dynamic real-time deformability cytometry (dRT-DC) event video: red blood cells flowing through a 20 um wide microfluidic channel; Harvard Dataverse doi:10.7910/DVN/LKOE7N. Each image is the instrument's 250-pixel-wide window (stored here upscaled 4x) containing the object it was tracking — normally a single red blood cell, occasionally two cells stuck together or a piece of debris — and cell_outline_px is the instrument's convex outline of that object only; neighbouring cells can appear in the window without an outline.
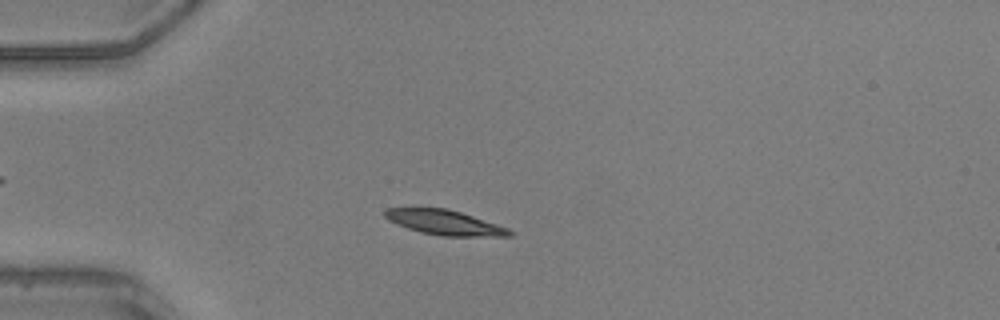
{"species": "common noctule bat (a hibernating species)", "species_latin": "Nyctalus noctula", "temperature_condition": "warm", "stored_images_in_passage": 41, "camera_frame_rate_fps": 3000, "um_per_image_px": 0.085, "animal": {"sex": "male", "body_mass_g": 20.5, "forearm_length_mm": 52.5}, "frame": {"image": 1, "passage_image": 11, "time_ms": 3.333, "image_size_px": [1000, 320], "cell_outline_px": [[516, 232], [512, 236], [444, 236], [420, 232], [396, 224], [388, 220], [384, 216], [384, 208], [412, 204], [420, 204], [448, 208], [508, 228]], "centroid_in_image_um": [37.65, 18.84], "position_along_channel_um": 47.3, "area_um2": 19.02}}
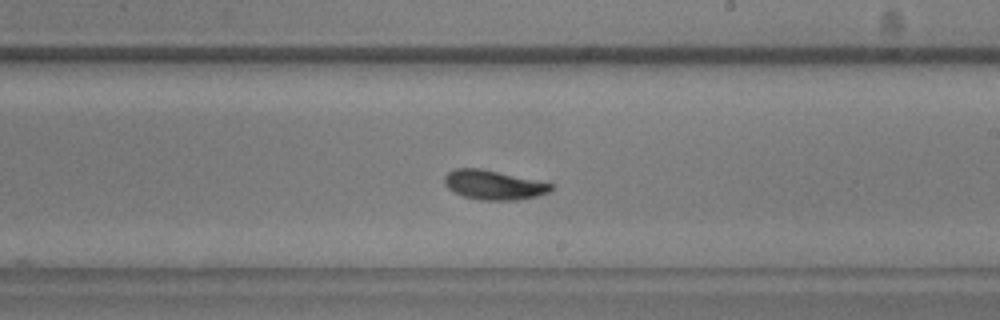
{"frame": {"image": 2, "passage_image": 27, "time_ms": 8.667, "image_size_px": [1000, 320], "cell_outline_px": [[556, 188], [548, 192], [536, 196], [516, 200], [480, 200], [464, 196], [448, 188], [444, 184], [444, 176], [448, 172], [456, 168], [480, 168], [552, 184]], "centroid_in_image_um": [41.93, 15.72], "position_along_channel_um": 247.1, "area_um2": 17.98}}
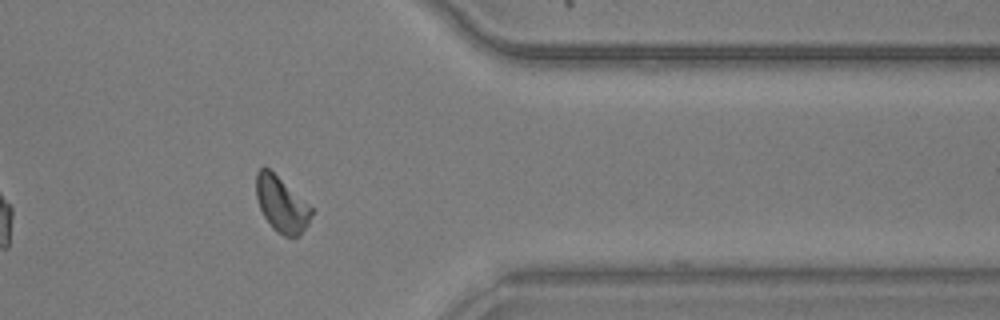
{"frame": {"image": 3, "passage_image": 38, "time_ms": 12.333, "image_size_px": [1000, 320], "cell_outline_px": [[312, 212], [308, 224], [300, 236], [284, 236], [276, 232], [272, 228], [264, 216], [260, 208], [256, 196], [256, 172], [260, 168], [268, 168], [308, 204], [312, 208]], "centroid_in_image_um": [23.91, 17.4], "position_along_channel_um": 387.5, "area_um2": 17.51}, "authors_computed_cell_mechanics": {"area_um2": 18.0914, "velocity_mm_per_s": 4.1356, "shape_relaxation_time_tau1_ms": 2.3952, "shape_relaxation_time_tau2_ms": 1.6729, "deformation_change_tau1": 0.1278, "deformation_change_tau2": 0.0533}}